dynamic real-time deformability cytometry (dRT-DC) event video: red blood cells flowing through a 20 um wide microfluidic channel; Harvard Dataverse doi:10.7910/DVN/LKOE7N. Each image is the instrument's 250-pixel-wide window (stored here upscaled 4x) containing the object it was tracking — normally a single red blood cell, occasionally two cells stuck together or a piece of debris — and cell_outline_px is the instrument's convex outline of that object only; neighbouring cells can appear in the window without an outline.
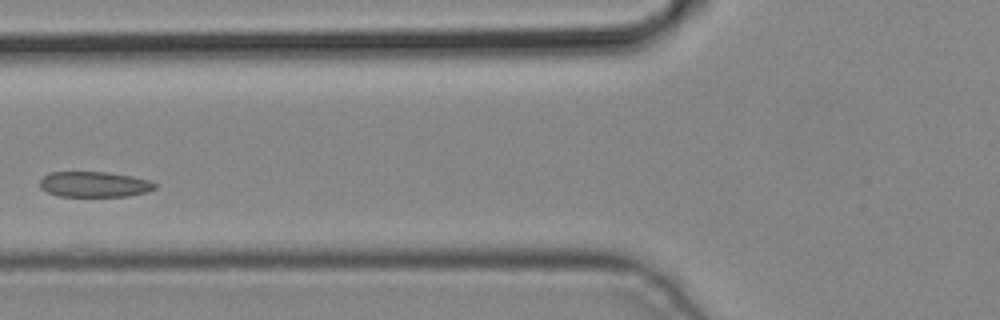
{"species": "common noctule bat (a hibernating species)", "species_latin": "Nyctalus noctula", "temperature_condition": "cold", "stored_images_in_passage": 4, "camera_frame_rate_fps": 3000, "um_per_image_px": 0.085, "animal": {"sex": "male", "body_mass_g": 19.2, "forearm_length_mm": 51.8}, "frame": {"image": 1, "passage_image": 3, "time_ms": 0.667, "image_size_px": [1000, 320], "cell_outline_px": [[156, 188], [148, 192], [128, 196], [60, 196], [48, 192], [40, 188], [40, 180], [48, 172], [108, 172], [132, 176], [148, 180], [156, 184]], "centroid_in_image_um": [8.02, 15.66], "position_along_channel_um": 117.8, "area_um2": 17.11}}
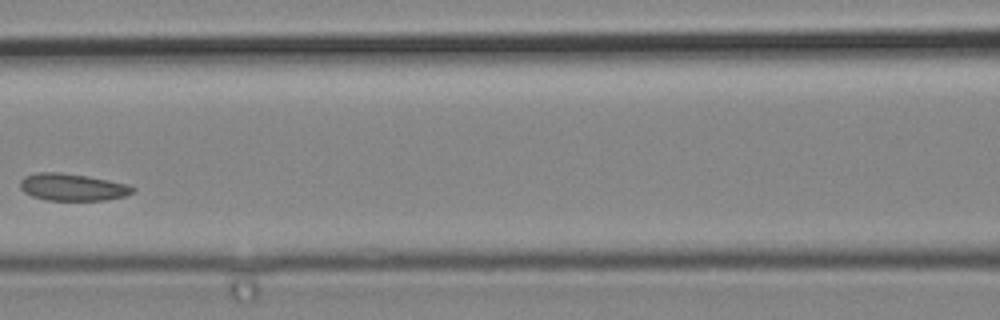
{"frame": {"image": 2, "passage_image": 4, "time_ms": 1.0, "image_size_px": [1000, 320], "cell_outline_px": [[136, 188], [132, 192], [124, 196], [104, 200], [48, 200], [32, 196], [24, 192], [20, 188], [20, 180], [24, 176], [36, 172], [60, 172], [88, 176], [128, 184]], "centroid_in_image_um": [6.13, 15.9], "position_along_channel_um": 160.5, "area_um2": 17.8}}